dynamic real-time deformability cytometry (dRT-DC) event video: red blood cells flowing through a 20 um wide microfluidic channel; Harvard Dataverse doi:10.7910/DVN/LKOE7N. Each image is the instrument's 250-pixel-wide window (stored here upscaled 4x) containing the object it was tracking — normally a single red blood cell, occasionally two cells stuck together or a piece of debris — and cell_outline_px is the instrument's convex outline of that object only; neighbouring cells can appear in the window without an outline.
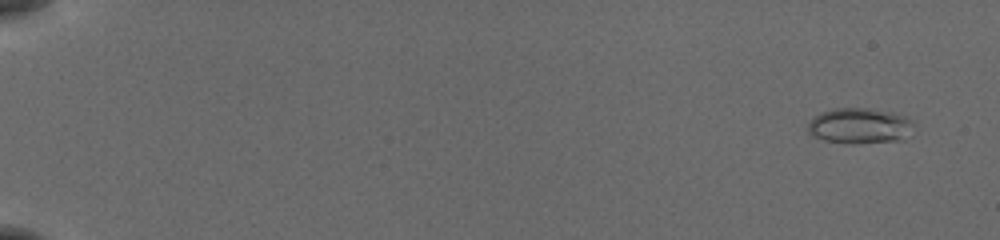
{"species": "common noctule bat (a hibernating species)", "species_latin": "Nyctalus noctula", "temperature_condition": "cold", "stored_images_in_passage": 56, "camera_frame_rate_fps": 3000, "um_per_image_px": 0.085, "animal": {"sex": "female", "body_mass_g": 19.5, "forearm_length_mm": 54.1}, "frame": {"image": 1, "passage_image": 4, "time_ms": 1.0, "image_size_px": [1000, 240], "cell_outline_px": [[912, 136], [904, 140], [856, 144], [844, 144], [824, 140], [812, 136], [808, 132], [808, 124], [820, 112], [836, 108], [868, 108], [892, 112], [908, 116], [912, 120]], "centroid_in_image_um": [73.13, 10.72], "position_along_channel_um": 11.9, "area_um2": 22.48}}
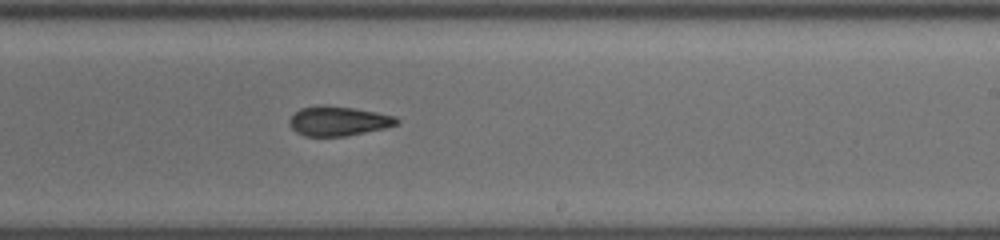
{"frame": {"image": 2, "passage_image": 37, "time_ms": 12.0, "image_size_px": [1000, 240], "cell_outline_px": [[400, 124], [384, 128], [348, 136], [304, 136], [296, 132], [288, 124], [288, 120], [300, 108], [316, 104], [324, 104], [356, 108], [396, 116], [400, 120]], "centroid_in_image_um": [28.76, 10.27], "position_along_channel_um": 260.2, "area_um2": 18.84}}
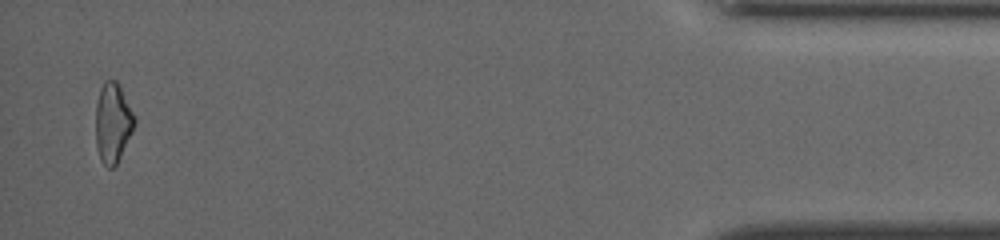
{"frame": {"image": 3, "passage_image": 55, "time_ms": 18.0, "image_size_px": [1000, 240], "cell_outline_px": [[136, 120], [132, 132], [116, 164], [112, 168], [108, 168], [100, 160], [96, 144], [96, 104], [100, 88], [104, 80], [116, 80], [136, 116]], "centroid_in_image_um": [9.58, 10.42], "position_along_channel_um": 425.6, "area_um2": 17.98}, "authors_computed_cell_mechanics": {"area_um2": 18.9873, "velocity_mm_per_s": 3.8899, "shape_relaxation_time_tau1_ms": null, "shape_relaxation_time_tau2_ms": 1.6508, "deformation_change_tau1": null, "deformation_change_tau2": 0.0769}}